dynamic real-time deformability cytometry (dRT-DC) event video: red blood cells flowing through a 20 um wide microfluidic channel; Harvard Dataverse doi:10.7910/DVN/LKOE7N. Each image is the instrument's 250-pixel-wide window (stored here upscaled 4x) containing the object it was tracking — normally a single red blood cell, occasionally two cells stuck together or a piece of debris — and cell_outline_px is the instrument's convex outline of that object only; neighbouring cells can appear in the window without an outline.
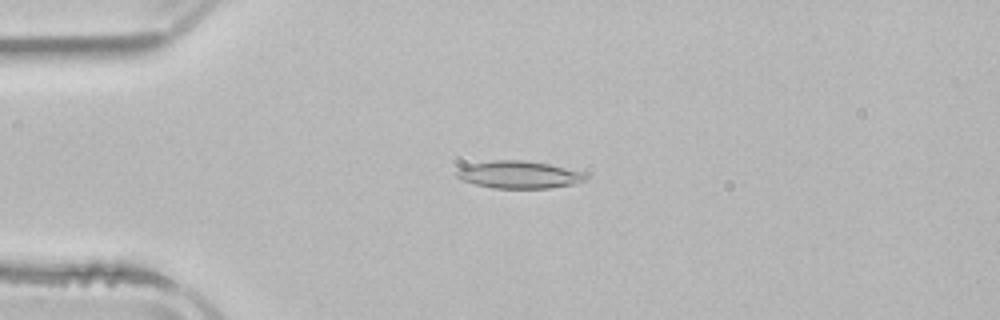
{"species": "common noctule bat (a hibernating species)", "species_latin": "Nyctalus noctula", "temperature_condition": "room temperature", "stored_images_in_passage": 3, "camera_frame_rate_fps": 3000, "um_per_image_px": 0.085, "animal": {"sex": "male", "body_mass_g": 21.5, "forearm_length_mm": 52.0}, "frame": {"image": 1, "passage_image": 2, "time_ms": 2.667, "image_size_px": [1000, 320], "cell_outline_px": [[588, 180], [572, 184], [548, 188], [492, 188], [460, 180], [456, 176], [456, 172], [460, 168], [472, 164], [496, 160], [524, 160], [548, 164], [584, 172], [588, 176]], "centroid_in_image_um": [44.13, 14.85], "position_along_channel_um": 40.9, "area_um2": 20.46}}